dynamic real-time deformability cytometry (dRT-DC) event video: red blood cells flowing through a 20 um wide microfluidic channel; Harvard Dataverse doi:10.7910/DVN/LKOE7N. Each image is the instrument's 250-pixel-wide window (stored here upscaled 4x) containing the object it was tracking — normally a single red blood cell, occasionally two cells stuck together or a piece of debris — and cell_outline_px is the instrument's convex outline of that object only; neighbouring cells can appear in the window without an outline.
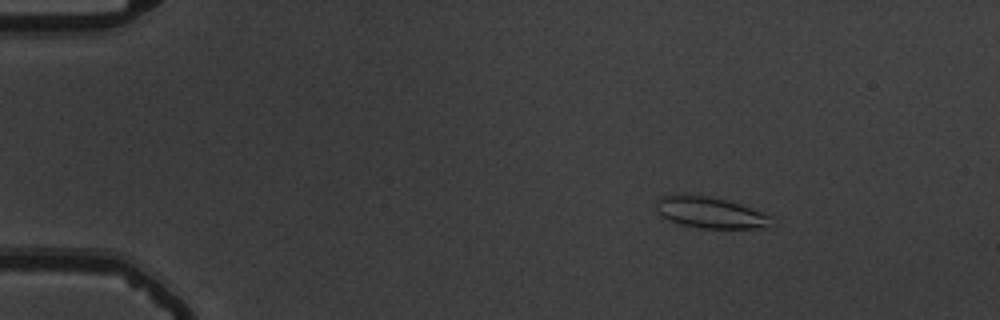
{"species": "common noctule bat (a hibernating species)", "species_latin": "Nyctalus noctula", "temperature_condition": "warm", "stored_images_in_passage": 53, "camera_frame_rate_fps": 3000, "um_per_image_px": 0.085, "animal": {"sex": "male", "body_mass_g": 19.5, "forearm_length_mm": 54.6}, "frame": {"image": 1, "passage_image": 7, "time_ms": 2.0, "image_size_px": [1000, 320], "cell_outline_px": [[776, 224], [764, 228], [700, 228], [680, 224], [660, 216], [656, 212], [656, 200], [660, 196], [708, 196], [740, 204], [760, 212], [768, 216]], "centroid_in_image_um": [60.36, 18.1], "position_along_channel_um": 24.6, "area_um2": 20.58}}
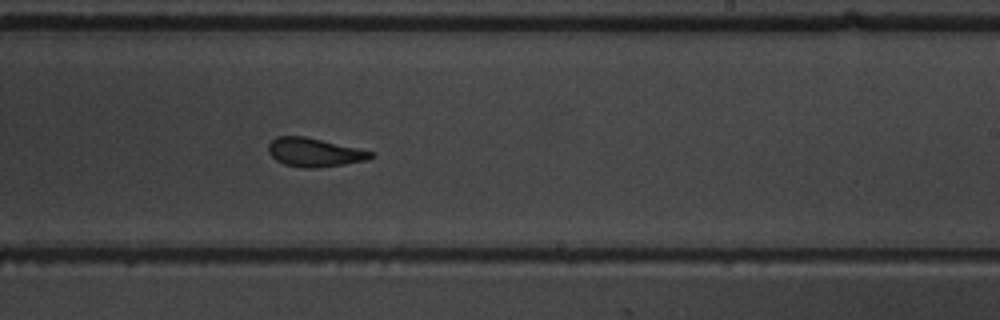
{"frame": {"image": 2, "passage_image": 33, "time_ms": 10.667, "image_size_px": [1000, 320], "cell_outline_px": [[376, 156], [368, 160], [344, 164], [316, 168], [304, 168], [284, 164], [276, 160], [268, 152], [268, 144], [276, 136], [304, 136], [360, 148], [376, 152]], "centroid_in_image_um": [26.77, 12.95], "position_along_channel_um": 262.2, "area_um2": 17.34}}
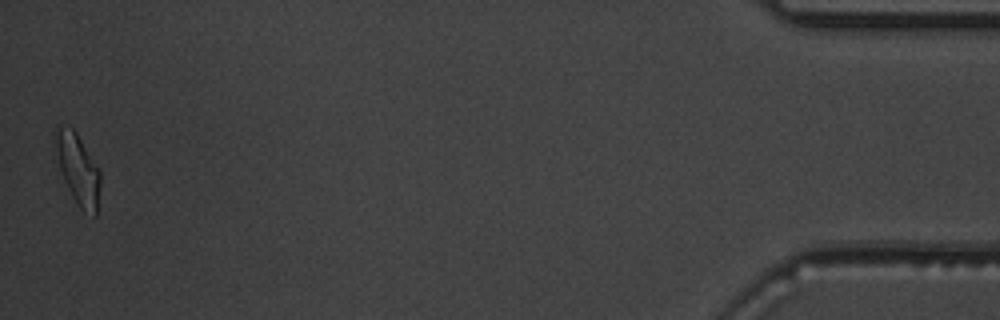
{"frame": {"image": 3, "passage_image": 53, "time_ms": 17.333, "image_size_px": [1000, 320], "cell_outline_px": [[100, 184], [96, 216], [92, 216], [80, 208], [76, 204], [64, 180], [60, 168], [52, 140], [52, 132], [56, 124], [60, 124], [72, 128], [76, 132], [100, 168]], "centroid_in_image_um": [6.59, 14.3], "position_along_channel_um": 428.6, "area_um2": 18.96}, "authors_computed_cell_mechanics": {"area_um2": 17.918, "velocity_mm_per_s": 3.7553, "shape_relaxation_time_tau1_ms": 7.363, "shape_relaxation_time_tau2_ms": 1.6498, "deformation_change_tau1": 0.1819, "deformation_change_tau2": 0.0878}}